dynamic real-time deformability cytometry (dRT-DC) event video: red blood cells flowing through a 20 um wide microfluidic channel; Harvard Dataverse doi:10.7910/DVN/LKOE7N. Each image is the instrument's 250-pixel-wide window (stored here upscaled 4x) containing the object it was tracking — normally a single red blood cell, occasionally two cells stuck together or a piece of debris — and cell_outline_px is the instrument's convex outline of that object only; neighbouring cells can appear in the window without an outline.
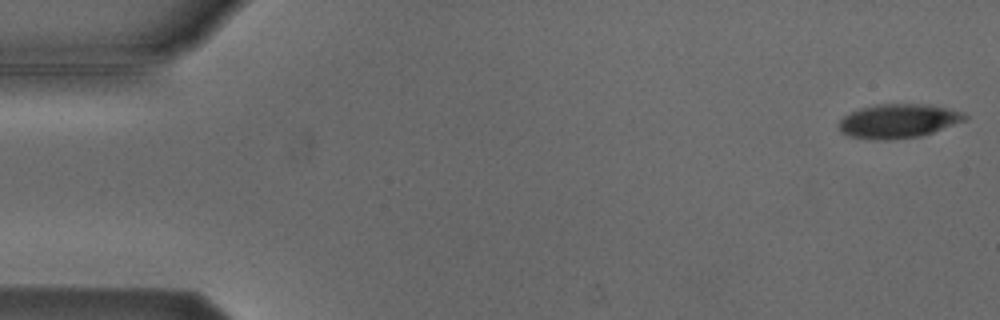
{"species": "Egyptian fruit bat (a non-hibernating species)", "species_latin": "Rousettus aegyptiacus", "temperature_condition": "cold", "stored_images_in_passage": 5, "camera_frame_rate_fps": 3000, "um_per_image_px": 0.085, "animal": {"sex": "male"}, "frame": {"image": 1, "passage_image": 1, "time_ms": 0.0, "image_size_px": [1000, 320], "cell_outline_px": [[968, 116], [964, 120], [932, 132], [920, 136], [888, 140], [872, 140], [848, 136], [840, 132], [840, 120], [844, 116], [860, 108], [876, 104], [928, 104], [964, 112]], "centroid_in_image_um": [76.33, 10.29], "position_along_channel_um": 8.7, "area_um2": 24.85}}
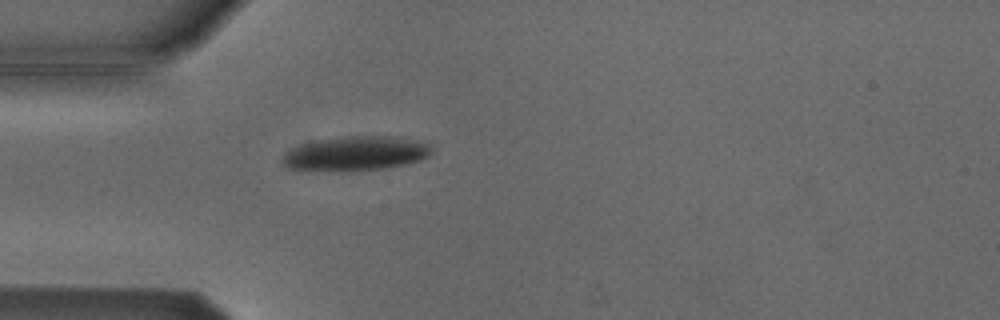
{"frame": {"image": 2, "passage_image": 5, "time_ms": 4.667, "image_size_px": [1000, 320], "cell_outline_px": [[432, 152], [428, 156], [420, 160], [408, 164], [384, 168], [352, 172], [328, 172], [288, 168], [280, 160], [288, 152], [300, 144], [320, 140], [348, 136], [400, 136], [428, 144], [432, 148]], "centroid_in_image_um": [30.25, 13.07], "position_along_channel_um": 54.7, "area_um2": 30.23}}